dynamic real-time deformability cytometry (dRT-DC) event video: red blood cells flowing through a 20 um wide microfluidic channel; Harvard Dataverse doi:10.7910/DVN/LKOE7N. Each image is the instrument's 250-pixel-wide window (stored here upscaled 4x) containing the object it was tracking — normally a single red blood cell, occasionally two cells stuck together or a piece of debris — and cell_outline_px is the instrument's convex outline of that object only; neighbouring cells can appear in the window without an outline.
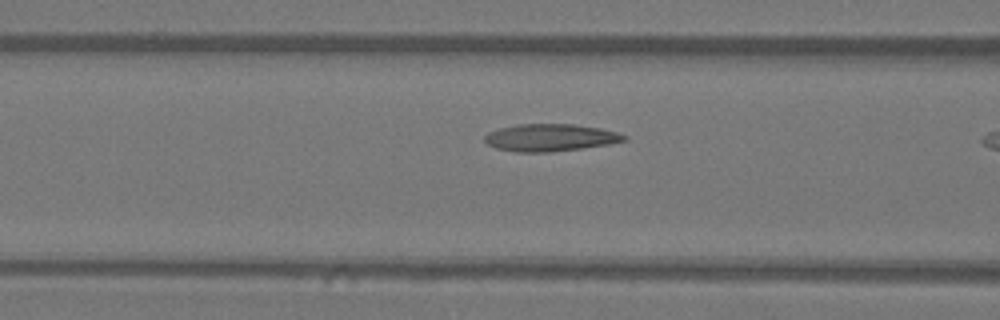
{"species": "Egyptian fruit bat (a non-hibernating species)", "species_latin": "Rousettus aegyptiacus", "temperature_condition": "warm", "stored_images_in_passage": 6, "camera_frame_rate_fps": 3000, "um_per_image_px": 0.085, "animal": {"sex": "female"}, "frame": {"image": 1, "passage_image": 5, "time_ms": 1.333, "image_size_px": [1000, 320], "cell_outline_px": [[628, 140], [608, 144], [552, 152], [516, 152], [496, 148], [488, 144], [484, 140], [484, 136], [488, 132], [500, 128], [516, 124], [572, 124], [600, 128], [616, 132], [628, 136]], "centroid_in_image_um": [46.76, 11.69], "position_along_channel_um": 119.8, "area_um2": 22.14}}